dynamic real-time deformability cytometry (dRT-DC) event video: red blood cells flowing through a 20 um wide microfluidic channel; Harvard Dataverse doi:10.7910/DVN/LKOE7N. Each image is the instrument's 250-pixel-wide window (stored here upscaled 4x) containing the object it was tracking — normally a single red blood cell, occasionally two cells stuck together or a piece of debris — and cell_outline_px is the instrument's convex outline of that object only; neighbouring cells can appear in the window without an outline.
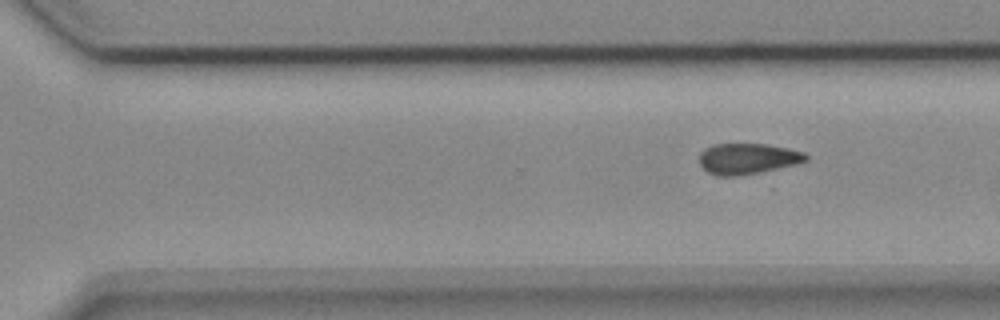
{"species": "common noctule bat (a hibernating species)", "species_latin": "Nyctalus noctula", "temperature_condition": "cold", "stored_images_in_passage": 11, "camera_frame_rate_fps": 3000, "um_per_image_px": 0.085, "animal": {"sex": "female", "body_mass_g": 18.4}, "frame": {"image": 1, "passage_image": 11, "time_ms": 3.333, "image_size_px": [1000, 320], "cell_outline_px": [[808, 160], [796, 164], [760, 172], [740, 176], [716, 176], [708, 172], [700, 164], [700, 152], [704, 148], [712, 144], [768, 144], [788, 148], [804, 152], [808, 156]], "centroid_in_image_um": [63.54, 13.48], "position_along_channel_um": 307.1, "area_um2": 19.25}}